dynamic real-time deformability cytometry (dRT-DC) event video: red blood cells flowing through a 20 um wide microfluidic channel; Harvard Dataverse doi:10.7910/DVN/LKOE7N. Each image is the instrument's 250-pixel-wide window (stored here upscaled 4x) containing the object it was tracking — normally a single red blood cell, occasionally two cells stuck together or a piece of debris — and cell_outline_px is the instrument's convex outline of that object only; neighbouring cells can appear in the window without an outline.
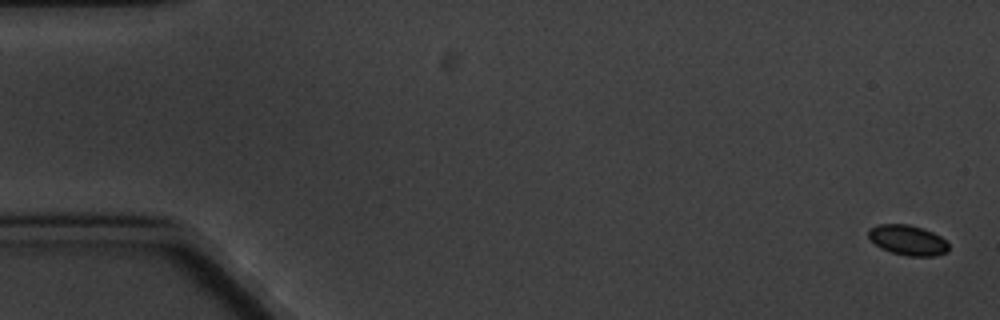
{"species": "common noctule bat (a hibernating species)", "species_latin": "Nyctalus noctula", "temperature_condition": "cold", "stored_images_in_passage": 5, "camera_frame_rate_fps": 3000, "um_per_image_px": 0.085, "animal": {"sex": "male", "body_mass_g": 20.1, "forearm_length_mm": 53.5}, "frame": {"image": 1, "passage_image": 1, "time_ms": 0.0, "image_size_px": [1000, 320], "cell_outline_px": [[948, 252], [936, 256], [908, 256], [892, 252], [880, 248], [868, 236], [868, 228], [876, 224], [908, 224], [924, 228], [940, 236], [948, 244]], "centroid_in_image_um": [77.15, 20.4], "position_along_channel_um": 7.8, "area_um2": 14.16}}
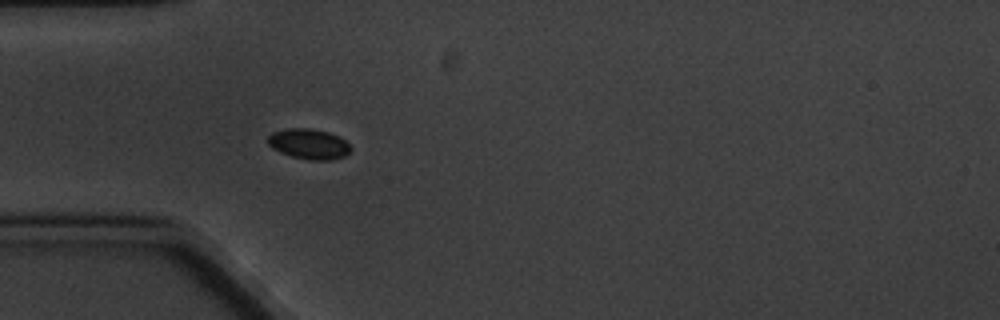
{"frame": {"image": 2, "passage_image": 5, "time_ms": 5.667, "image_size_px": [1000, 320], "cell_outline_px": [[352, 148], [344, 156], [332, 160], [308, 160], [292, 156], [280, 152], [272, 148], [268, 144], [268, 136], [272, 132], [288, 128], [308, 128], [328, 132], [340, 136]], "centroid_in_image_um": [26.25, 12.23], "position_along_channel_um": 58.8, "area_um2": 14.62}}